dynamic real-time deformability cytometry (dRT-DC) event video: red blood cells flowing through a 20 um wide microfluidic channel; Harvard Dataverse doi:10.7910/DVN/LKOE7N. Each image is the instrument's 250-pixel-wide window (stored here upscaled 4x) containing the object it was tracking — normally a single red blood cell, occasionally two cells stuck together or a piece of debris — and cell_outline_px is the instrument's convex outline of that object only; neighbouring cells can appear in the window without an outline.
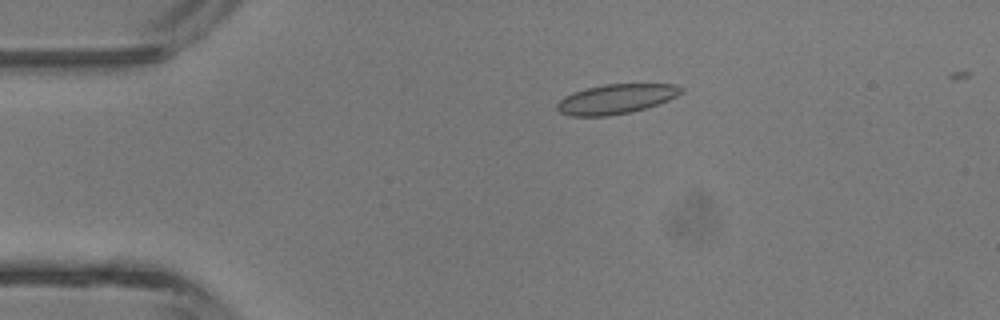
{"species": "common noctule bat (a hibernating species)", "species_latin": "Nyctalus noctula", "temperature_condition": "room temperature", "stored_images_in_passage": 3, "camera_frame_rate_fps": 3000, "um_per_image_px": 0.085, "animal": {"sex": "male", "body_mass_g": 13.3}, "frame": {"image": 1, "passage_image": 2, "time_ms": 2.0, "image_size_px": [1000, 320], "cell_outline_px": [[684, 92], [668, 100], [632, 112], [608, 116], [568, 116], [560, 112], [556, 108], [556, 104], [564, 96], [572, 92], [604, 84], [676, 84], [684, 88]], "centroid_in_image_um": [52.35, 8.41], "position_along_channel_um": 32.7, "area_um2": 21.5}}